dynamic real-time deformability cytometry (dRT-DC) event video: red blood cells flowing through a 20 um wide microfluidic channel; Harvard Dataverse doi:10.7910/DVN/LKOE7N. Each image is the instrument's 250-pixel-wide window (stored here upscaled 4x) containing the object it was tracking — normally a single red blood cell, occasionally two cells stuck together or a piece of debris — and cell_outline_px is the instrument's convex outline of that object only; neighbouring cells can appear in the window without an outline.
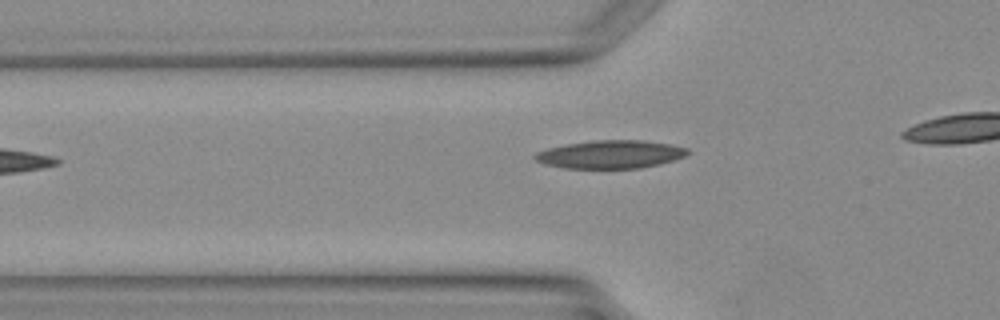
{"species": "Egyptian fruit bat (a non-hibernating species)", "species_latin": "Rousettus aegyptiacus", "temperature_condition": "warm", "stored_images_in_passage": 4, "camera_frame_rate_fps": 3000, "um_per_image_px": 0.085, "animal": {"sex": "female"}, "frame": {"image": 1, "passage_image": 2, "time_ms": 1.333, "image_size_px": [1000, 320], "cell_outline_px": [[692, 152], [684, 156], [660, 164], [640, 168], [564, 168], [544, 164], [536, 160], [532, 156], [536, 152], [548, 148], [568, 144], [592, 140], [640, 140], [668, 144], [688, 148]], "centroid_in_image_um": [51.88, 13.12], "position_along_channel_um": 73.9, "area_um2": 24.91}}